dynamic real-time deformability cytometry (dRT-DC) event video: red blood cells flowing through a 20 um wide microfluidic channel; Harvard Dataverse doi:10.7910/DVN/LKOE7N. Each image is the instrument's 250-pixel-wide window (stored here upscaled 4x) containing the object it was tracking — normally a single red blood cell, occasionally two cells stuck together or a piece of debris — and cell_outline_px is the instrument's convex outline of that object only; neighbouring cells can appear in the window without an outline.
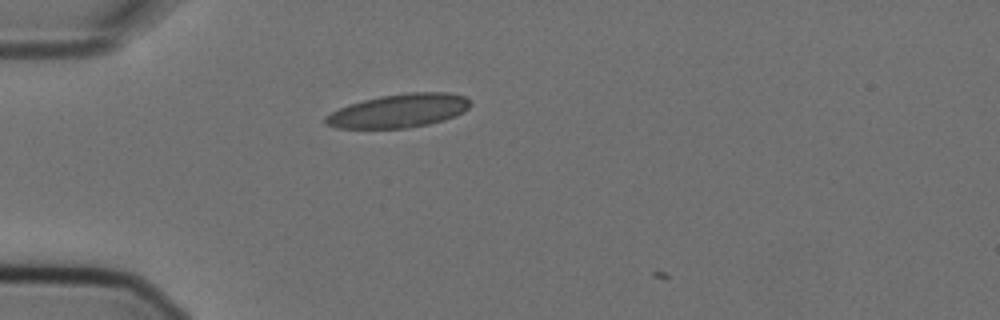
{"species": "Egyptian fruit bat (a non-hibernating species)", "species_latin": "Rousettus aegyptiacus", "temperature_condition": "cold", "stored_images_in_passage": 3, "camera_frame_rate_fps": 3000, "um_per_image_px": 0.085, "animal": {"sex": "female"}, "frame": {"image": 1, "passage_image": 2, "time_ms": 0.333, "image_size_px": [1000, 320], "cell_outline_px": [[472, 104], [464, 112], [456, 116], [444, 120], [428, 124], [404, 128], [336, 128], [324, 124], [324, 116], [340, 108], [364, 100], [380, 96], [408, 92], [448, 92], [464, 96], [472, 100]], "centroid_in_image_um": [33.94, 9.41], "position_along_channel_um": 51.1, "area_um2": 28.38}}